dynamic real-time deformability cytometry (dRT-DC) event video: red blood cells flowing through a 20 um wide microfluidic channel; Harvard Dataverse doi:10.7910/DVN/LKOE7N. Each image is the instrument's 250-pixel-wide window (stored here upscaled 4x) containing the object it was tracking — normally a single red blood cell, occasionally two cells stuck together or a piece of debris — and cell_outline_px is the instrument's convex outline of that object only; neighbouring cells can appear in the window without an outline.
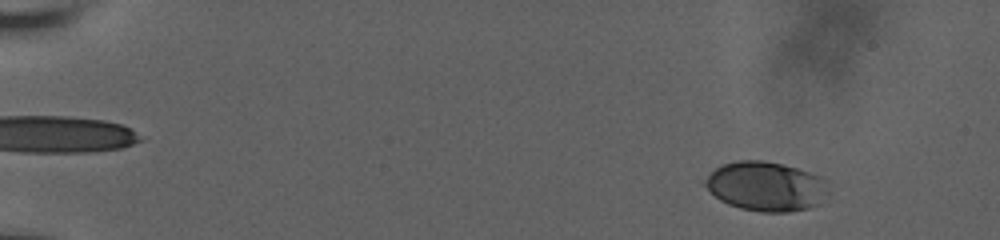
{"species": "human", "species_latin": "Homo sapiens", "temperature_condition": "room temperature", "stored_images_in_passage": 61, "camera_frame_rate_fps": 3000, "um_per_image_px": 0.085, "donor": {"sex": "male"}, "frame": {"image": 1, "passage_image": 8, "time_ms": 2.333, "image_size_px": [1000, 240], "cell_outline_px": [[828, 180], [820, 204], [808, 208], [788, 212], [760, 212], [740, 208], [728, 204], [720, 200], [700, 180], [716, 168], [724, 164], [740, 160], [764, 160], [796, 168], [820, 176]], "centroid_in_image_um": [65.07, 15.84], "position_along_channel_um": 19.9, "area_um2": 35.32}}
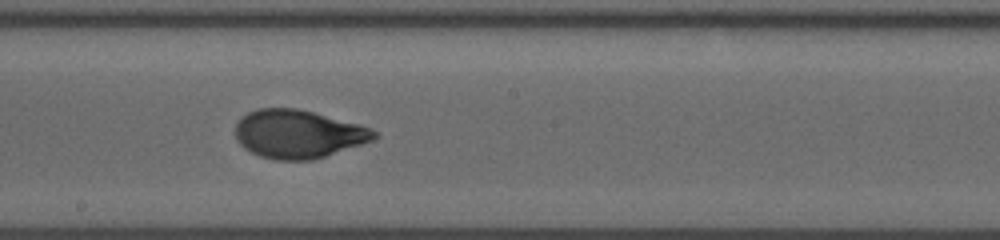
{"frame": {"image": 2, "passage_image": 37, "time_ms": 12.0, "image_size_px": [1000, 240], "cell_outline_px": [[380, 136], [372, 140], [312, 160], [272, 160], [260, 156], [244, 148], [236, 140], [236, 124], [240, 116], [256, 108], [296, 108], [360, 124], [376, 132]], "centroid_in_image_um": [25.29, 11.38], "position_along_channel_um": 222.9, "area_um2": 38.9}}
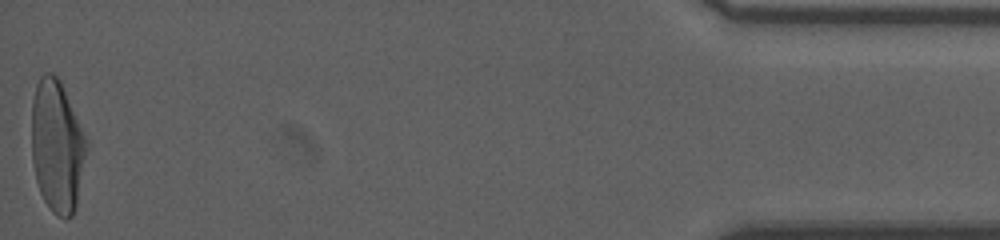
{"frame": {"image": 3, "passage_image": 61, "time_ms": 20.0, "image_size_px": [1000, 240], "cell_outline_px": [[88, 148], [76, 208], [72, 216], [68, 220], [64, 220], [56, 216], [52, 212], [44, 200], [40, 192], [36, 180], [32, 160], [32, 100], [36, 84], [40, 76], [44, 72], [52, 72], [60, 80], [88, 140]], "centroid_in_image_um": [4.86, 12.45], "position_along_channel_um": 430.3, "area_um2": 42.95}, "authors_computed_cell_mechanics": {"area_um2": 38.4948, "velocity_mm_per_s": 3.6421, "shape_relaxation_time_tau1_ms": 4.356, "shape_relaxation_time_tau2_ms": null, "deformation_change_tau1": 0.1876, "deformation_change_tau2": null}}